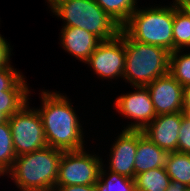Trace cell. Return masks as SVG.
<instances>
[{
  "instance_id": "cell-1",
  "label": "cell",
  "mask_w": 190,
  "mask_h": 191,
  "mask_svg": "<svg viewBox=\"0 0 190 191\" xmlns=\"http://www.w3.org/2000/svg\"><path fill=\"white\" fill-rule=\"evenodd\" d=\"M41 116L46 143L62 151L84 149L83 131L75 110L67 97L59 92L42 91Z\"/></svg>"
},
{
  "instance_id": "cell-2",
  "label": "cell",
  "mask_w": 190,
  "mask_h": 191,
  "mask_svg": "<svg viewBox=\"0 0 190 191\" xmlns=\"http://www.w3.org/2000/svg\"><path fill=\"white\" fill-rule=\"evenodd\" d=\"M63 151L46 146L16 157L7 172L21 191H54Z\"/></svg>"
},
{
  "instance_id": "cell-3",
  "label": "cell",
  "mask_w": 190,
  "mask_h": 191,
  "mask_svg": "<svg viewBox=\"0 0 190 191\" xmlns=\"http://www.w3.org/2000/svg\"><path fill=\"white\" fill-rule=\"evenodd\" d=\"M65 26L78 27L97 36L101 41L110 40L121 31L117 24L95 0H46Z\"/></svg>"
},
{
  "instance_id": "cell-4",
  "label": "cell",
  "mask_w": 190,
  "mask_h": 191,
  "mask_svg": "<svg viewBox=\"0 0 190 191\" xmlns=\"http://www.w3.org/2000/svg\"><path fill=\"white\" fill-rule=\"evenodd\" d=\"M126 50L124 80L134 87H146L169 72L170 52L166 49L131 39L123 31Z\"/></svg>"
},
{
  "instance_id": "cell-5",
  "label": "cell",
  "mask_w": 190,
  "mask_h": 191,
  "mask_svg": "<svg viewBox=\"0 0 190 191\" xmlns=\"http://www.w3.org/2000/svg\"><path fill=\"white\" fill-rule=\"evenodd\" d=\"M174 3L136 9L121 29L133 40L173 52Z\"/></svg>"
},
{
  "instance_id": "cell-6",
  "label": "cell",
  "mask_w": 190,
  "mask_h": 191,
  "mask_svg": "<svg viewBox=\"0 0 190 191\" xmlns=\"http://www.w3.org/2000/svg\"><path fill=\"white\" fill-rule=\"evenodd\" d=\"M28 103L8 118L16 156L48 146L41 116L37 109H30Z\"/></svg>"
},
{
  "instance_id": "cell-7",
  "label": "cell",
  "mask_w": 190,
  "mask_h": 191,
  "mask_svg": "<svg viewBox=\"0 0 190 191\" xmlns=\"http://www.w3.org/2000/svg\"><path fill=\"white\" fill-rule=\"evenodd\" d=\"M85 151H63L56 186L96 184L103 166L102 159Z\"/></svg>"
},
{
  "instance_id": "cell-8",
  "label": "cell",
  "mask_w": 190,
  "mask_h": 191,
  "mask_svg": "<svg viewBox=\"0 0 190 191\" xmlns=\"http://www.w3.org/2000/svg\"><path fill=\"white\" fill-rule=\"evenodd\" d=\"M126 61V50L123 41V30L110 40L101 41L85 62L101 78L114 79L123 77Z\"/></svg>"
},
{
  "instance_id": "cell-9",
  "label": "cell",
  "mask_w": 190,
  "mask_h": 191,
  "mask_svg": "<svg viewBox=\"0 0 190 191\" xmlns=\"http://www.w3.org/2000/svg\"><path fill=\"white\" fill-rule=\"evenodd\" d=\"M133 93L116 98L115 107L123 116L135 120L125 130H143L157 115L147 87H134Z\"/></svg>"
},
{
  "instance_id": "cell-10",
  "label": "cell",
  "mask_w": 190,
  "mask_h": 191,
  "mask_svg": "<svg viewBox=\"0 0 190 191\" xmlns=\"http://www.w3.org/2000/svg\"><path fill=\"white\" fill-rule=\"evenodd\" d=\"M146 87L150 92L156 115L183 112L184 87L169 72Z\"/></svg>"
},
{
  "instance_id": "cell-11",
  "label": "cell",
  "mask_w": 190,
  "mask_h": 191,
  "mask_svg": "<svg viewBox=\"0 0 190 191\" xmlns=\"http://www.w3.org/2000/svg\"><path fill=\"white\" fill-rule=\"evenodd\" d=\"M184 112L157 115L142 131L143 134L161 149L178 151L179 130Z\"/></svg>"
},
{
  "instance_id": "cell-12",
  "label": "cell",
  "mask_w": 190,
  "mask_h": 191,
  "mask_svg": "<svg viewBox=\"0 0 190 191\" xmlns=\"http://www.w3.org/2000/svg\"><path fill=\"white\" fill-rule=\"evenodd\" d=\"M110 151L109 171L134 179L137 130H122Z\"/></svg>"
},
{
  "instance_id": "cell-13",
  "label": "cell",
  "mask_w": 190,
  "mask_h": 191,
  "mask_svg": "<svg viewBox=\"0 0 190 191\" xmlns=\"http://www.w3.org/2000/svg\"><path fill=\"white\" fill-rule=\"evenodd\" d=\"M100 42L97 36L78 27L63 26L61 30V43L64 50L84 63Z\"/></svg>"
},
{
  "instance_id": "cell-14",
  "label": "cell",
  "mask_w": 190,
  "mask_h": 191,
  "mask_svg": "<svg viewBox=\"0 0 190 191\" xmlns=\"http://www.w3.org/2000/svg\"><path fill=\"white\" fill-rule=\"evenodd\" d=\"M169 152L158 147L137 130V151L134 161L135 176L150 169L165 167Z\"/></svg>"
},
{
  "instance_id": "cell-15",
  "label": "cell",
  "mask_w": 190,
  "mask_h": 191,
  "mask_svg": "<svg viewBox=\"0 0 190 191\" xmlns=\"http://www.w3.org/2000/svg\"><path fill=\"white\" fill-rule=\"evenodd\" d=\"M190 47V11L174 2L173 51Z\"/></svg>"
},
{
  "instance_id": "cell-16",
  "label": "cell",
  "mask_w": 190,
  "mask_h": 191,
  "mask_svg": "<svg viewBox=\"0 0 190 191\" xmlns=\"http://www.w3.org/2000/svg\"><path fill=\"white\" fill-rule=\"evenodd\" d=\"M134 180L136 191H165L171 183L165 167L150 169L137 174Z\"/></svg>"
},
{
  "instance_id": "cell-17",
  "label": "cell",
  "mask_w": 190,
  "mask_h": 191,
  "mask_svg": "<svg viewBox=\"0 0 190 191\" xmlns=\"http://www.w3.org/2000/svg\"><path fill=\"white\" fill-rule=\"evenodd\" d=\"M165 169L171 180L190 187V154L178 151L169 152Z\"/></svg>"
},
{
  "instance_id": "cell-18",
  "label": "cell",
  "mask_w": 190,
  "mask_h": 191,
  "mask_svg": "<svg viewBox=\"0 0 190 191\" xmlns=\"http://www.w3.org/2000/svg\"><path fill=\"white\" fill-rule=\"evenodd\" d=\"M137 0H95V2L121 27L137 9Z\"/></svg>"
},
{
  "instance_id": "cell-19",
  "label": "cell",
  "mask_w": 190,
  "mask_h": 191,
  "mask_svg": "<svg viewBox=\"0 0 190 191\" xmlns=\"http://www.w3.org/2000/svg\"><path fill=\"white\" fill-rule=\"evenodd\" d=\"M13 139L8 120L0 124V175H5L12 168L16 159Z\"/></svg>"
},
{
  "instance_id": "cell-20",
  "label": "cell",
  "mask_w": 190,
  "mask_h": 191,
  "mask_svg": "<svg viewBox=\"0 0 190 191\" xmlns=\"http://www.w3.org/2000/svg\"><path fill=\"white\" fill-rule=\"evenodd\" d=\"M102 166L99 180L95 184L96 191H136L135 180L110 171L108 177ZM107 177V178H104Z\"/></svg>"
},
{
  "instance_id": "cell-21",
  "label": "cell",
  "mask_w": 190,
  "mask_h": 191,
  "mask_svg": "<svg viewBox=\"0 0 190 191\" xmlns=\"http://www.w3.org/2000/svg\"><path fill=\"white\" fill-rule=\"evenodd\" d=\"M169 73L183 87L186 85H189L190 84V53L186 52V54H184V52L182 53L181 50H175L172 53H170Z\"/></svg>"
},
{
  "instance_id": "cell-22",
  "label": "cell",
  "mask_w": 190,
  "mask_h": 191,
  "mask_svg": "<svg viewBox=\"0 0 190 191\" xmlns=\"http://www.w3.org/2000/svg\"><path fill=\"white\" fill-rule=\"evenodd\" d=\"M30 90H6L0 93V112L10 118L28 102Z\"/></svg>"
},
{
  "instance_id": "cell-23",
  "label": "cell",
  "mask_w": 190,
  "mask_h": 191,
  "mask_svg": "<svg viewBox=\"0 0 190 191\" xmlns=\"http://www.w3.org/2000/svg\"><path fill=\"white\" fill-rule=\"evenodd\" d=\"M6 90H29L24 76L11 66L0 67V93Z\"/></svg>"
},
{
  "instance_id": "cell-24",
  "label": "cell",
  "mask_w": 190,
  "mask_h": 191,
  "mask_svg": "<svg viewBox=\"0 0 190 191\" xmlns=\"http://www.w3.org/2000/svg\"><path fill=\"white\" fill-rule=\"evenodd\" d=\"M178 152L190 154V120L185 115L179 130Z\"/></svg>"
},
{
  "instance_id": "cell-25",
  "label": "cell",
  "mask_w": 190,
  "mask_h": 191,
  "mask_svg": "<svg viewBox=\"0 0 190 191\" xmlns=\"http://www.w3.org/2000/svg\"><path fill=\"white\" fill-rule=\"evenodd\" d=\"M10 44L0 34V67L9 66L11 54Z\"/></svg>"
},
{
  "instance_id": "cell-26",
  "label": "cell",
  "mask_w": 190,
  "mask_h": 191,
  "mask_svg": "<svg viewBox=\"0 0 190 191\" xmlns=\"http://www.w3.org/2000/svg\"><path fill=\"white\" fill-rule=\"evenodd\" d=\"M54 191H96L95 185L55 186Z\"/></svg>"
},
{
  "instance_id": "cell-27",
  "label": "cell",
  "mask_w": 190,
  "mask_h": 191,
  "mask_svg": "<svg viewBox=\"0 0 190 191\" xmlns=\"http://www.w3.org/2000/svg\"><path fill=\"white\" fill-rule=\"evenodd\" d=\"M187 188L184 184L176 180H171L169 187L165 191H184Z\"/></svg>"
},
{
  "instance_id": "cell-28",
  "label": "cell",
  "mask_w": 190,
  "mask_h": 191,
  "mask_svg": "<svg viewBox=\"0 0 190 191\" xmlns=\"http://www.w3.org/2000/svg\"><path fill=\"white\" fill-rule=\"evenodd\" d=\"M183 108H190V84L183 89Z\"/></svg>"
},
{
  "instance_id": "cell-29",
  "label": "cell",
  "mask_w": 190,
  "mask_h": 191,
  "mask_svg": "<svg viewBox=\"0 0 190 191\" xmlns=\"http://www.w3.org/2000/svg\"><path fill=\"white\" fill-rule=\"evenodd\" d=\"M174 2L182 6L190 5V0H174Z\"/></svg>"
},
{
  "instance_id": "cell-30",
  "label": "cell",
  "mask_w": 190,
  "mask_h": 191,
  "mask_svg": "<svg viewBox=\"0 0 190 191\" xmlns=\"http://www.w3.org/2000/svg\"><path fill=\"white\" fill-rule=\"evenodd\" d=\"M7 120L8 117L4 113L0 112V124L6 122Z\"/></svg>"
},
{
  "instance_id": "cell-31",
  "label": "cell",
  "mask_w": 190,
  "mask_h": 191,
  "mask_svg": "<svg viewBox=\"0 0 190 191\" xmlns=\"http://www.w3.org/2000/svg\"><path fill=\"white\" fill-rule=\"evenodd\" d=\"M184 115L190 120V108H183Z\"/></svg>"
},
{
  "instance_id": "cell-32",
  "label": "cell",
  "mask_w": 190,
  "mask_h": 191,
  "mask_svg": "<svg viewBox=\"0 0 190 191\" xmlns=\"http://www.w3.org/2000/svg\"><path fill=\"white\" fill-rule=\"evenodd\" d=\"M185 7L190 11V5H185Z\"/></svg>"
},
{
  "instance_id": "cell-33",
  "label": "cell",
  "mask_w": 190,
  "mask_h": 191,
  "mask_svg": "<svg viewBox=\"0 0 190 191\" xmlns=\"http://www.w3.org/2000/svg\"><path fill=\"white\" fill-rule=\"evenodd\" d=\"M184 191H190V187H187Z\"/></svg>"
}]
</instances>
